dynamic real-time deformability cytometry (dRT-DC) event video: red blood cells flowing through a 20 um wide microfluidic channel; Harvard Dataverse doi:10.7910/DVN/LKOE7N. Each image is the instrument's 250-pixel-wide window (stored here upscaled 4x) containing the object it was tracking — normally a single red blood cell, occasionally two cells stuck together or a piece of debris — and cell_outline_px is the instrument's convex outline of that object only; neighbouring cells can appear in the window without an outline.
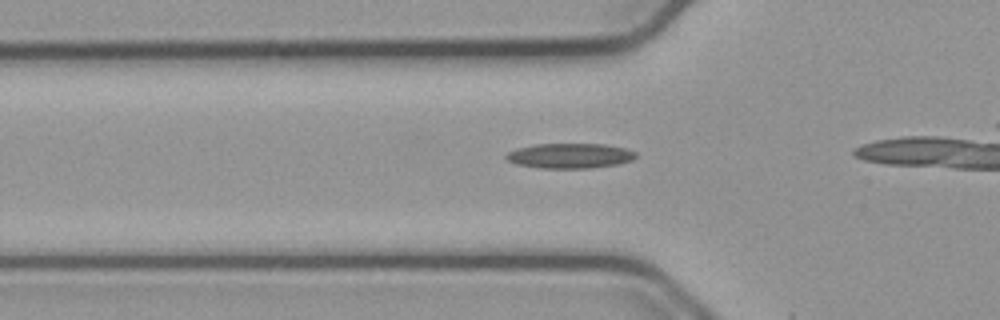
{"species": "common noctule bat (a hibernating species)", "species_latin": "Nyctalus noctula", "temperature_condition": "cold", "stored_images_in_passage": 22, "camera_frame_rate_fps": 3000, "um_per_image_px": 0.085, "animal": {"sex": "male", "body_mass_g": 23.1, "forearm_length_mm": 52.7}, "frame": {"image": 1, "passage_image": 13, "time_ms": 4.0, "image_size_px": [1000, 320], "cell_outline_px": [[636, 156], [632, 160], [616, 164], [588, 168], [540, 168], [516, 164], [508, 160], [504, 156], [508, 152], [520, 148], [536, 144], [604, 144], [624, 148], [636, 152]], "centroid_in_image_um": [48.43, 13.24], "position_along_channel_um": 77.4, "area_um2": 18.67}}
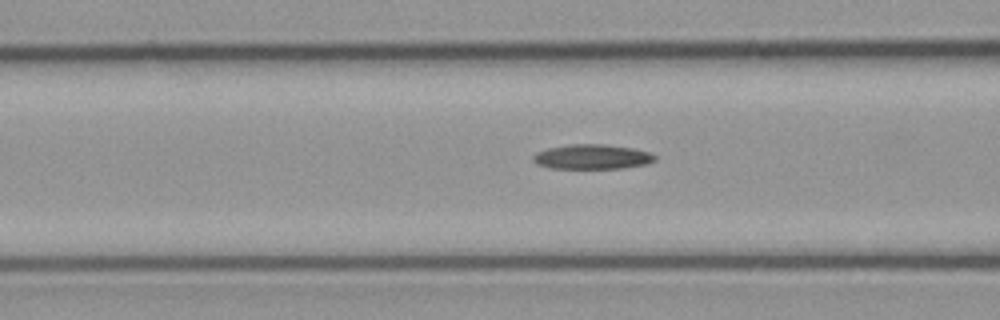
{"frame": {"image": 2, "passage_image": 16, "time_ms": 5.0, "image_size_px": [1000, 320], "cell_outline_px": [[656, 160], [644, 164], [624, 168], [548, 168], [536, 164], [532, 160], [532, 156], [536, 152], [548, 148], [572, 144], [604, 144], [632, 148], [648, 152], [656, 156]], "centroid_in_image_um": [50.29, 13.33], "position_along_channel_um": 116.3, "area_um2": 17.51}}
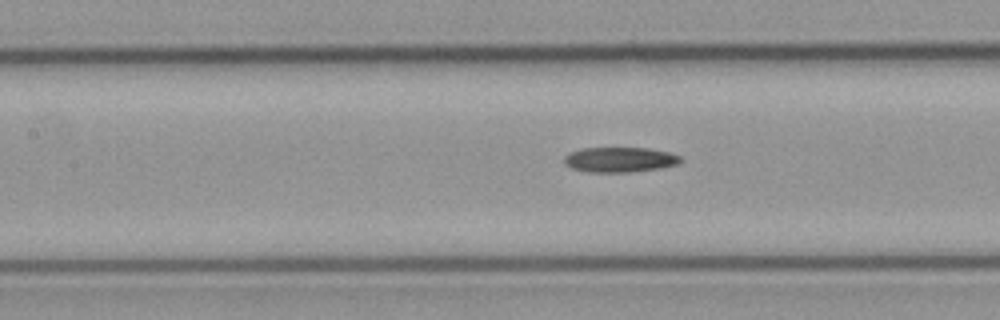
{"frame": {"image": 3, "passage_image": 19, "time_ms": 6.0, "image_size_px": [1000, 320], "cell_outline_px": [[684, 160], [680, 164], [660, 168], [628, 172], [588, 172], [572, 168], [564, 164], [564, 156], [580, 148], [648, 148], [668, 152], [680, 156]], "centroid_in_image_um": [52.7, 13.57], "position_along_channel_um": 154.7, "area_um2": 17.05}}